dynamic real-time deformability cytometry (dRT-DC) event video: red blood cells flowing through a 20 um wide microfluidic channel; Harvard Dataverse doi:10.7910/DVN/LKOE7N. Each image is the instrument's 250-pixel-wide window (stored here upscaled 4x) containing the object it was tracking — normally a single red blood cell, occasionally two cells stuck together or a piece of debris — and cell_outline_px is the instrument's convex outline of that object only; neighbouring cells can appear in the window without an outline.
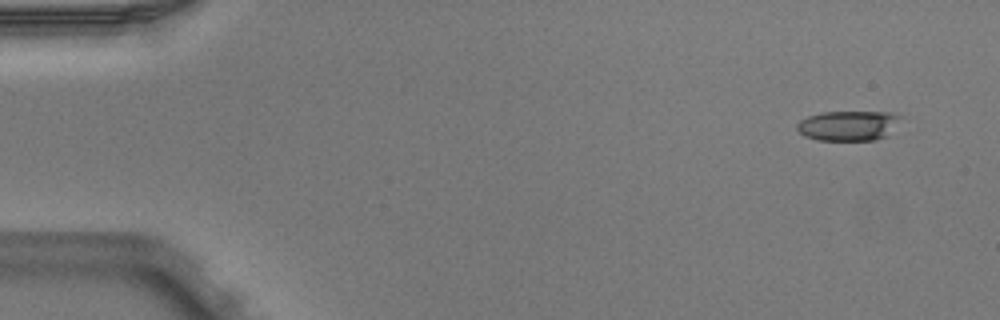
{"species": "Egyptian fruit bat (a non-hibernating species)", "species_latin": "Rousettus aegyptiacus", "temperature_condition": "warm", "stored_images_in_passage": 5, "camera_frame_rate_fps": 3000, "um_per_image_px": 0.085, "animal": {"sex": "male"}, "frame": {"image": 1, "passage_image": 1, "time_ms": 0.0, "image_size_px": [1000, 320], "cell_outline_px": [[900, 116], [884, 136], [872, 140], [816, 140], [804, 136], [796, 128], [796, 124], [800, 120], [808, 116], [820, 112], [888, 112]], "centroid_in_image_um": [71.97, 10.67], "position_along_channel_um": 13.0, "area_um2": 17.63}}
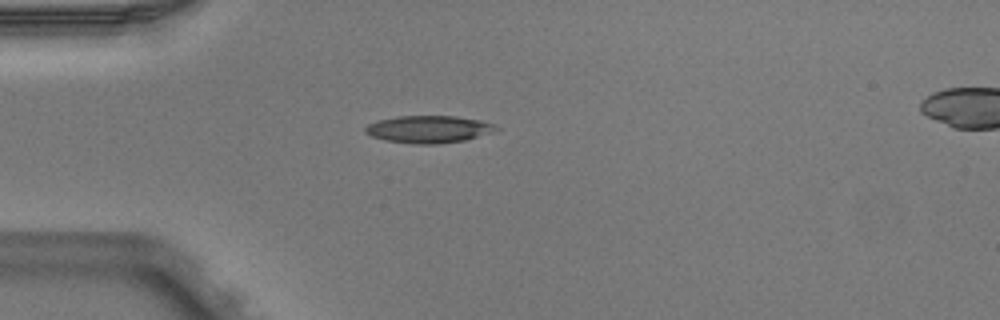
{"frame": {"image": 2, "passage_image": 4, "time_ms": 1.0, "image_size_px": [1000, 320], "cell_outline_px": [[500, 128], [492, 132], [464, 140], [436, 144], [416, 144], [384, 140], [372, 136], [364, 132], [364, 128], [368, 124], [376, 120], [396, 116], [456, 116], [480, 120], [492, 124]], "centroid_in_image_um": [36.39, 10.98], "position_along_channel_um": 48.6, "area_um2": 20.75}}